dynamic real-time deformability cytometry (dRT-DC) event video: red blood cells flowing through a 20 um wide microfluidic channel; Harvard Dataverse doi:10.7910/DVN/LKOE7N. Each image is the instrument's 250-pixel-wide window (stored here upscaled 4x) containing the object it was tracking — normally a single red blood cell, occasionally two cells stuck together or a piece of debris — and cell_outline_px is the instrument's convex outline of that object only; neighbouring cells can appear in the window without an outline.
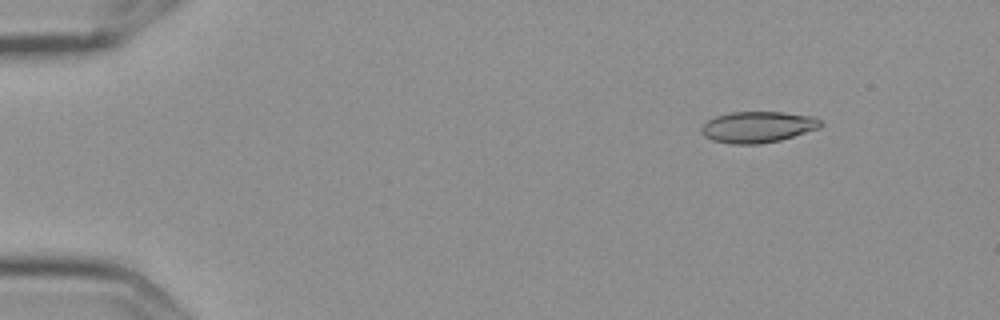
{"species": "Egyptian fruit bat (a non-hibernating species)", "species_latin": "Rousettus aegyptiacus", "temperature_condition": "cold", "stored_images_in_passage": 5, "camera_frame_rate_fps": 3000, "um_per_image_px": 0.085, "frame": {"image": 1, "passage_image": 2, "time_ms": 0.333, "image_size_px": [1000, 320], "cell_outline_px": [[820, 128], [780, 140], [760, 144], [732, 144], [712, 140], [704, 136], [700, 132], [700, 128], [708, 120], [716, 116], [728, 112], [784, 112], [816, 116], [820, 120]], "centroid_in_image_um": [64.4, 10.79], "position_along_channel_um": 20.6, "area_um2": 21.79}}
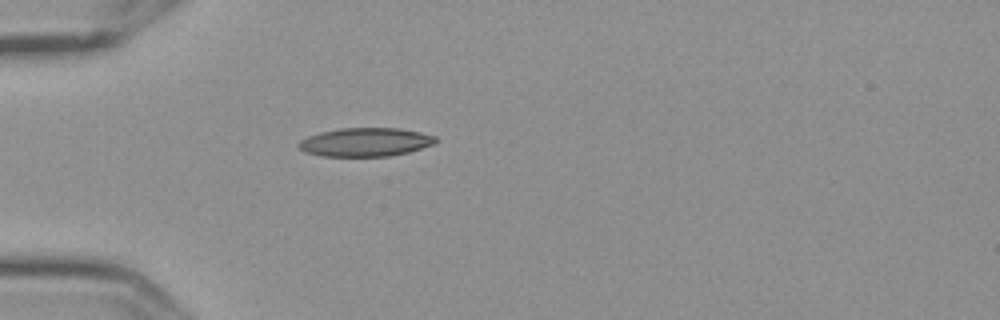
{"frame": {"image": 2, "passage_image": 5, "time_ms": 1.333, "image_size_px": [1000, 320], "cell_outline_px": [[436, 144], [408, 152], [388, 156], [324, 156], [304, 152], [296, 144], [300, 140], [308, 136], [320, 132], [340, 128], [400, 128], [420, 132], [436, 136]], "centroid_in_image_um": [31.06, 12.07], "position_along_channel_um": 53.9, "area_um2": 22.89}}